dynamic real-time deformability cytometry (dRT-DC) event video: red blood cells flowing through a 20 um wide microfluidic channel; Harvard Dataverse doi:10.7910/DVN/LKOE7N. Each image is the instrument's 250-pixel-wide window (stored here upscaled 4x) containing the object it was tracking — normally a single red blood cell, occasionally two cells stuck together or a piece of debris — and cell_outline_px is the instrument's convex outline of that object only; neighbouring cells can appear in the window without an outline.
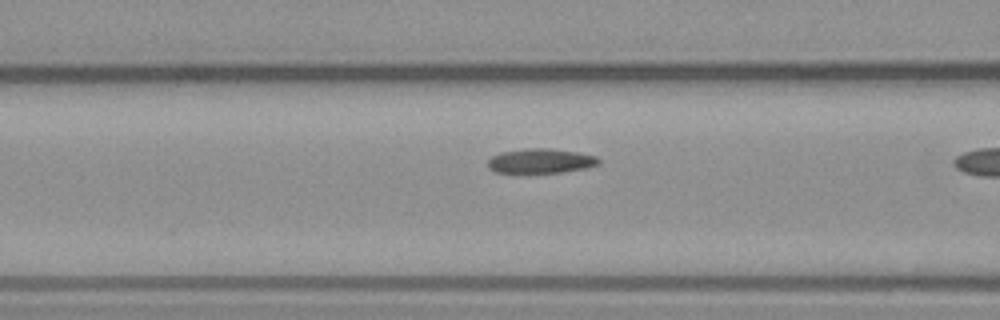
{"species": "common noctule bat (a hibernating species)", "species_latin": "Nyctalus noctula", "temperature_condition": "warm", "stored_images_in_passage": 18, "camera_frame_rate_fps": 3000, "um_per_image_px": 0.085, "animal": {"sex": "male", "body_mass_g": 23.1, "forearm_length_mm": 52.7}, "frame": {"image": 1, "passage_image": 17, "time_ms": 5.333, "image_size_px": [1000, 320], "cell_outline_px": [[600, 164], [588, 168], [560, 172], [496, 172], [488, 168], [488, 160], [492, 156], [500, 152], [524, 148], [548, 148], [576, 152], [596, 156], [600, 160]], "centroid_in_image_um": [45.96, 13.67], "position_along_channel_um": 120.6, "area_um2": 15.84}}